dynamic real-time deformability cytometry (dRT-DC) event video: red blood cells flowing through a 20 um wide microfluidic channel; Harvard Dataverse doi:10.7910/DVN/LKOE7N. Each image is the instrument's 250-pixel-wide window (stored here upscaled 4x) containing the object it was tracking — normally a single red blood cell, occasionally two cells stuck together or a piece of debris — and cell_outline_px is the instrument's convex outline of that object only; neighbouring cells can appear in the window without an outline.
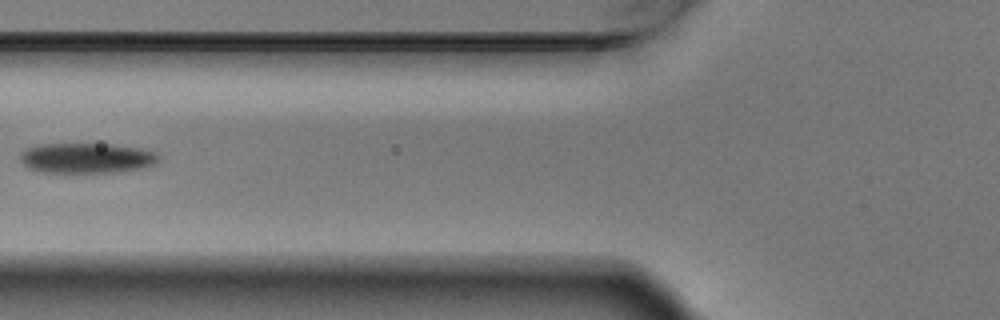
{"species": "Egyptian fruit bat (a non-hibernating species)", "species_latin": "Rousettus aegyptiacus", "temperature_condition": "warm", "stored_images_in_passage": 7, "camera_frame_rate_fps": 3000, "um_per_image_px": 0.085, "animal": {"sex": "male"}, "frame": {"image": 1, "passage_image": 6, "time_ms": 1.667, "image_size_px": [1000, 320], "cell_outline_px": [[160, 160], [144, 168], [120, 172], [40, 172], [28, 168], [20, 160], [20, 156], [28, 148], [40, 144], [112, 144], [140, 148], [156, 152], [160, 156]], "centroid_in_image_um": [7.41, 13.44], "position_along_channel_um": 118.4, "area_um2": 24.39}}
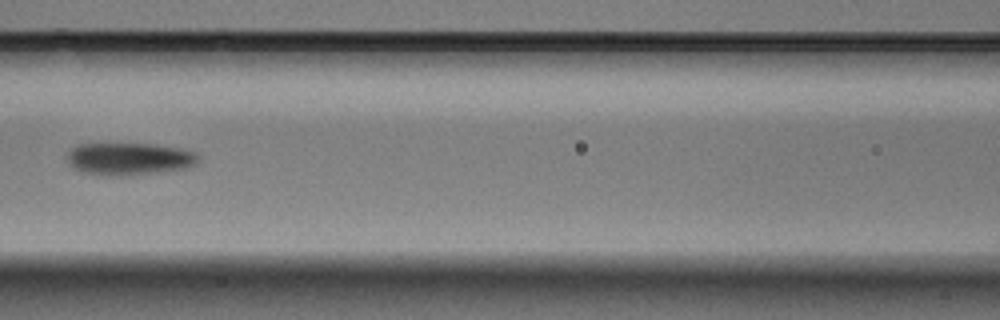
{"frame": {"image": 2, "passage_image": 7, "time_ms": 2.0, "image_size_px": [1000, 320], "cell_outline_px": [[200, 160], [196, 164], [184, 168], [156, 172], [120, 176], [84, 172], [72, 168], [68, 160], [68, 152], [76, 144], [156, 144], [180, 148], [196, 152], [200, 156]], "centroid_in_image_um": [11.01, 13.48], "position_along_channel_um": 155.6, "area_um2": 24.57}}